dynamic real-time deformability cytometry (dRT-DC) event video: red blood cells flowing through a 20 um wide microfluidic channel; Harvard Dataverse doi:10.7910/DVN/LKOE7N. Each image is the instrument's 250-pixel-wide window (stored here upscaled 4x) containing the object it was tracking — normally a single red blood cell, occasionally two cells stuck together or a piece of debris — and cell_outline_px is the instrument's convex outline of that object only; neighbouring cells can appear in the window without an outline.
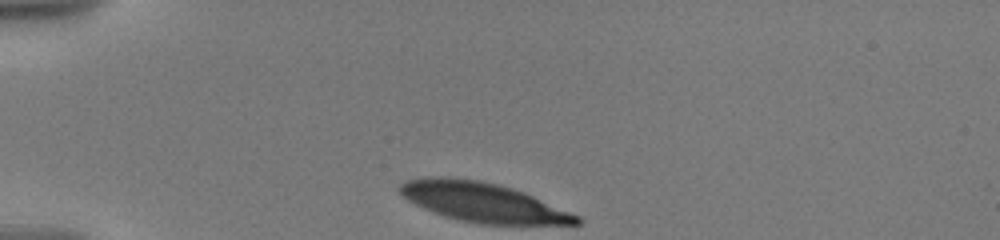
{"species": "human", "species_latin": "Homo sapiens", "temperature_condition": "warm", "stored_images_in_passage": 28, "camera_frame_rate_fps": 3000, "um_per_image_px": 0.085, "donor": {"sex": "male"}, "frame": {"image": 1, "passage_image": 1, "time_ms": 0.0, "image_size_px": [1000, 240], "cell_outline_px": [[580, 224], [480, 224], [460, 220], [444, 216], [416, 204], [408, 200], [400, 192], [400, 184], [408, 180], [436, 176], [444, 176], [480, 180], [512, 188], [524, 192], [580, 216]], "centroid_in_image_um": [41.06, 17.19], "position_along_channel_um": 43.9, "area_um2": 40.06}}
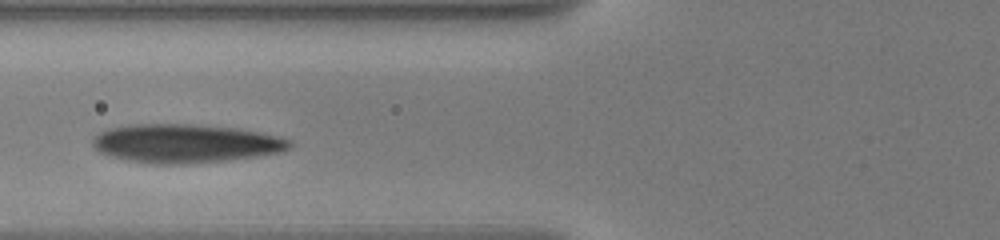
{"frame": {"image": 2, "passage_image": 17, "time_ms": 3.0, "image_size_px": [1000, 240], "cell_outline_px": [[292, 144], [288, 148], [280, 152], [224, 160], [188, 164], [156, 164], [128, 160], [112, 156], [100, 152], [92, 144], [92, 140], [100, 132], [112, 128], [128, 124], [192, 124], [236, 128], [276, 136], [292, 140]], "centroid_in_image_um": [15.73, 12.19], "position_along_channel_um": 110.1, "area_um2": 43.81}}
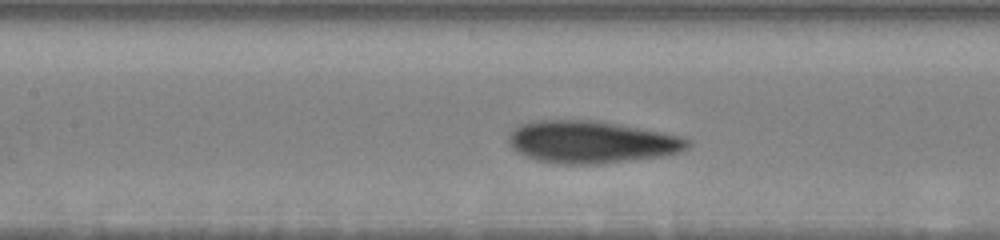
{"frame": {"image": 3, "passage_image": 24, "time_ms": 4.333, "image_size_px": [1000, 240], "cell_outline_px": [[692, 144], [688, 148], [680, 152], [664, 156], [600, 164], [556, 164], [536, 160], [524, 156], [516, 152], [508, 144], [508, 132], [516, 124], [540, 120], [592, 120], [616, 124], [660, 132], [680, 136], [688, 140]], "centroid_in_image_um": [50.19, 12.08], "position_along_channel_um": 157.2, "area_um2": 44.45}}